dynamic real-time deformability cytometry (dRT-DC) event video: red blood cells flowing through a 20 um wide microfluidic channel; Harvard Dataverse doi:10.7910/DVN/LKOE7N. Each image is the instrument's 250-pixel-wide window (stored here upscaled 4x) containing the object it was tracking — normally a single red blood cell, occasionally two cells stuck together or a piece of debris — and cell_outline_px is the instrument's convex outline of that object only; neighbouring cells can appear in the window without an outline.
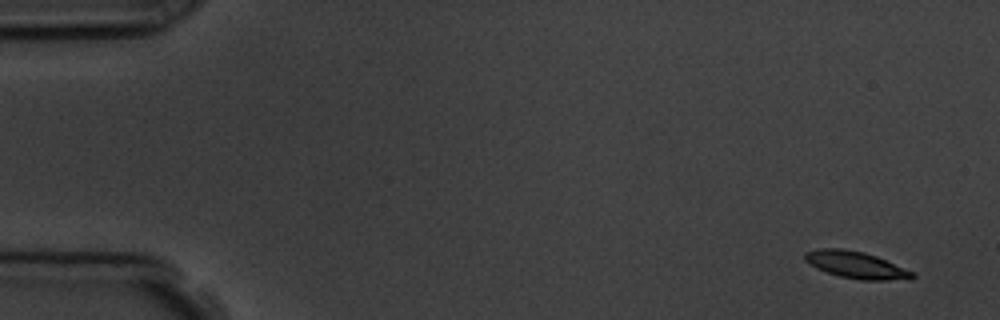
{"species": "common noctule bat (a hibernating species)", "species_latin": "Nyctalus noctula", "temperature_condition": "room temperature", "stored_images_in_passage": 5, "camera_frame_rate_fps": 3000, "um_per_image_px": 0.085, "animal": {"sex": "male", "body_mass_g": 19.5, "forearm_length_mm": 54.6}, "frame": {"image": 1, "passage_image": 1, "time_ms": 0.0, "image_size_px": [1000, 320], "cell_outline_px": [[916, 276], [912, 280], [860, 280], [840, 276], [816, 268], [804, 260], [804, 252], [820, 248], [844, 248], [864, 252], [876, 256], [916, 272]], "centroid_in_image_um": [72.82, 22.52], "position_along_channel_um": 12.2, "area_um2": 17.11}}
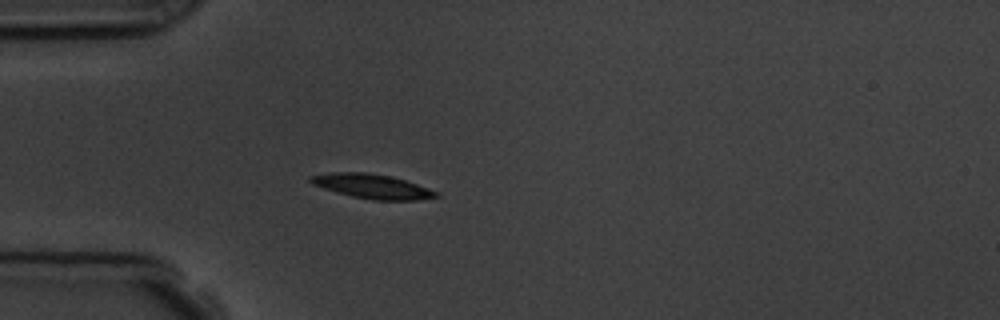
{"frame": {"image": 2, "passage_image": 5, "time_ms": 4.333, "image_size_px": [1000, 320], "cell_outline_px": [[440, 196], [416, 200], [372, 200], [352, 196], [336, 192], [312, 184], [308, 180], [308, 176], [332, 172], [364, 172], [388, 176], [404, 180], [440, 192]], "centroid_in_image_um": [31.62, 15.84], "position_along_channel_um": 53.4, "area_um2": 17.74}}